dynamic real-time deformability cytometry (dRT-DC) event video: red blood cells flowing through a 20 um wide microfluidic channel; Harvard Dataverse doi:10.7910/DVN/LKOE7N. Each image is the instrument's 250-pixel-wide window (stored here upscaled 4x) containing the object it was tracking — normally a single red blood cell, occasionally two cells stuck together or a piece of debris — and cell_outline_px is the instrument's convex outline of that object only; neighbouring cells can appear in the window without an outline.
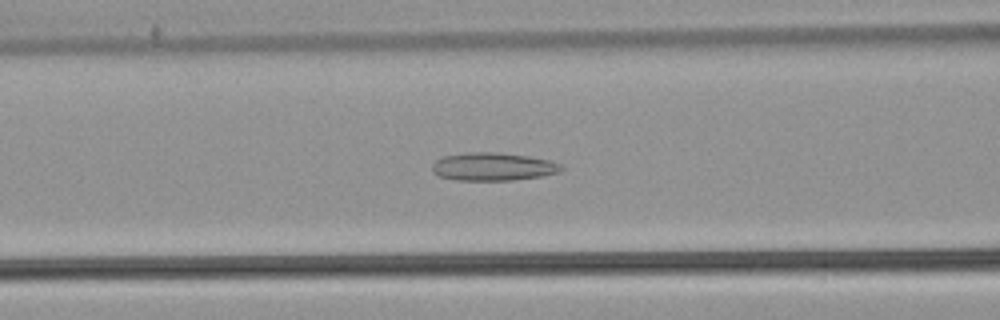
{"species": "common noctule bat (a hibernating species)", "species_latin": "Nyctalus noctula", "temperature_condition": "warm", "stored_images_in_passage": 41, "camera_frame_rate_fps": 3000, "um_per_image_px": 0.085, "animal": {"sex": "male", "body_mass_g": 21.5, "forearm_length_mm": 52.0}, "frame": {"image": 1, "passage_image": 9, "time_ms": 2.667, "image_size_px": [1000, 320], "cell_outline_px": [[564, 168], [560, 172], [540, 176], [512, 180], [456, 180], [440, 176], [432, 172], [432, 164], [436, 160], [444, 156], [468, 152], [496, 152], [528, 156], [548, 160], [560, 164]], "centroid_in_image_um": [41.89, 14.16], "position_along_channel_um": 124.7, "area_um2": 20.98}}
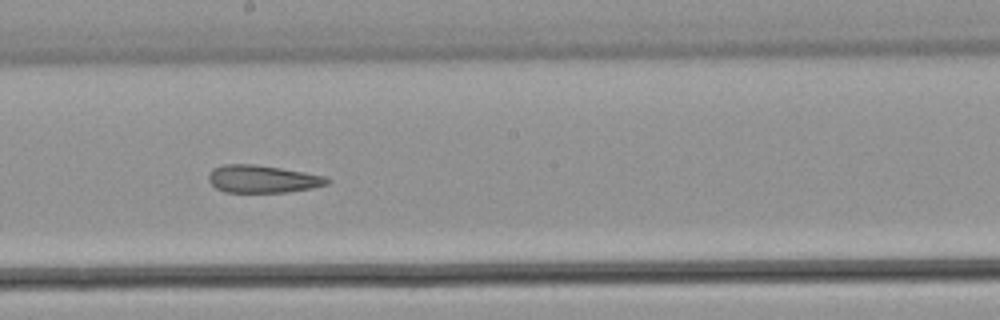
{"frame": {"image": 2, "passage_image": 17, "time_ms": 5.333, "image_size_px": [1000, 320], "cell_outline_px": [[332, 180], [328, 184], [312, 188], [288, 192], [224, 192], [216, 188], [208, 180], [208, 172], [212, 168], [224, 164], [256, 164], [280, 168], [324, 176]], "centroid_in_image_um": [22.28, 15.21], "position_along_channel_um": 225.9, "area_um2": 19.13}}
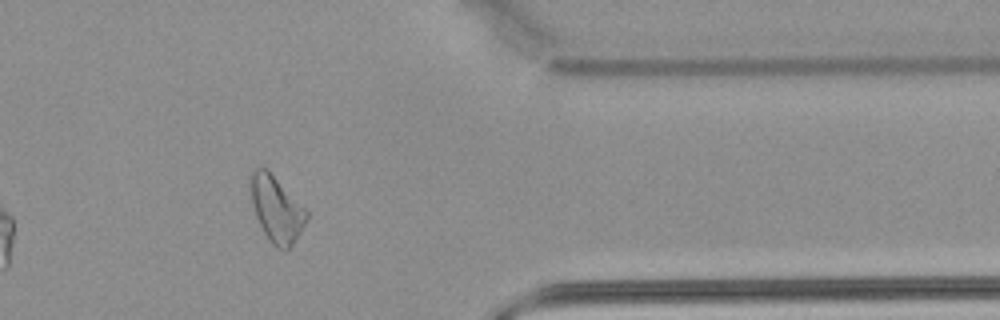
{"frame": {"image": 3, "passage_image": 31, "time_ms": 10.0, "image_size_px": [1000, 320], "cell_outline_px": [[308, 216], [304, 224], [292, 244], [288, 248], [276, 248], [268, 240], [256, 216], [252, 200], [248, 176], [256, 168], [268, 168], [308, 212]], "centroid_in_image_um": [23.47, 17.72], "position_along_channel_um": 387.9, "area_um2": 21.15}, "authors_computed_cell_mechanics": {"area_um2": 20.9814, "velocity_mm_per_s": 3.8084, "shape_relaxation_time_tau1_ms": null, "shape_relaxation_time_tau2_ms": 4.713, "deformation_change_tau1": null, "deformation_change_tau2": 0.1375}}